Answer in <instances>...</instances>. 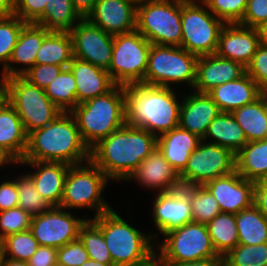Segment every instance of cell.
Listing matches in <instances>:
<instances>
[{"label": "cell", "instance_id": "bcb514c9", "mask_svg": "<svg viewBox=\"0 0 267 266\" xmlns=\"http://www.w3.org/2000/svg\"><path fill=\"white\" fill-rule=\"evenodd\" d=\"M88 259L89 255L80 239L57 249V262L64 266H81Z\"/></svg>", "mask_w": 267, "mask_h": 266}, {"label": "cell", "instance_id": "11a10c76", "mask_svg": "<svg viewBox=\"0 0 267 266\" xmlns=\"http://www.w3.org/2000/svg\"><path fill=\"white\" fill-rule=\"evenodd\" d=\"M254 197H267V174L254 182Z\"/></svg>", "mask_w": 267, "mask_h": 266}, {"label": "cell", "instance_id": "ee69618b", "mask_svg": "<svg viewBox=\"0 0 267 266\" xmlns=\"http://www.w3.org/2000/svg\"><path fill=\"white\" fill-rule=\"evenodd\" d=\"M32 217L20 207L0 212V241L14 233L30 230Z\"/></svg>", "mask_w": 267, "mask_h": 266}, {"label": "cell", "instance_id": "7c38bea8", "mask_svg": "<svg viewBox=\"0 0 267 266\" xmlns=\"http://www.w3.org/2000/svg\"><path fill=\"white\" fill-rule=\"evenodd\" d=\"M150 47L137 30L114 35L108 73L116 85L144 84Z\"/></svg>", "mask_w": 267, "mask_h": 266}, {"label": "cell", "instance_id": "f907efd6", "mask_svg": "<svg viewBox=\"0 0 267 266\" xmlns=\"http://www.w3.org/2000/svg\"><path fill=\"white\" fill-rule=\"evenodd\" d=\"M0 183V212L18 207L16 180L10 178Z\"/></svg>", "mask_w": 267, "mask_h": 266}, {"label": "cell", "instance_id": "7dc6e473", "mask_svg": "<svg viewBox=\"0 0 267 266\" xmlns=\"http://www.w3.org/2000/svg\"><path fill=\"white\" fill-rule=\"evenodd\" d=\"M246 73L258 84L260 89L267 88V46L259 45Z\"/></svg>", "mask_w": 267, "mask_h": 266}, {"label": "cell", "instance_id": "6da1fadb", "mask_svg": "<svg viewBox=\"0 0 267 266\" xmlns=\"http://www.w3.org/2000/svg\"><path fill=\"white\" fill-rule=\"evenodd\" d=\"M155 148L156 135L125 124L90 149V160L111 182H123Z\"/></svg>", "mask_w": 267, "mask_h": 266}, {"label": "cell", "instance_id": "e0dca14e", "mask_svg": "<svg viewBox=\"0 0 267 266\" xmlns=\"http://www.w3.org/2000/svg\"><path fill=\"white\" fill-rule=\"evenodd\" d=\"M152 218L158 234H166L185 224L193 222L191 205L182 189L170 192L153 193Z\"/></svg>", "mask_w": 267, "mask_h": 266}, {"label": "cell", "instance_id": "680465c9", "mask_svg": "<svg viewBox=\"0 0 267 266\" xmlns=\"http://www.w3.org/2000/svg\"><path fill=\"white\" fill-rule=\"evenodd\" d=\"M259 44L267 46V19L264 23L259 24L256 28Z\"/></svg>", "mask_w": 267, "mask_h": 266}, {"label": "cell", "instance_id": "d590c367", "mask_svg": "<svg viewBox=\"0 0 267 266\" xmlns=\"http://www.w3.org/2000/svg\"><path fill=\"white\" fill-rule=\"evenodd\" d=\"M44 90L62 112H70L77 105L76 82L68 67L64 68Z\"/></svg>", "mask_w": 267, "mask_h": 266}, {"label": "cell", "instance_id": "4316f807", "mask_svg": "<svg viewBox=\"0 0 267 266\" xmlns=\"http://www.w3.org/2000/svg\"><path fill=\"white\" fill-rule=\"evenodd\" d=\"M201 140L196 134L178 126L157 137V148L167 162L180 174Z\"/></svg>", "mask_w": 267, "mask_h": 266}, {"label": "cell", "instance_id": "ba28073f", "mask_svg": "<svg viewBox=\"0 0 267 266\" xmlns=\"http://www.w3.org/2000/svg\"><path fill=\"white\" fill-rule=\"evenodd\" d=\"M198 57L176 46L151 44L144 85L172 87L186 83L193 88Z\"/></svg>", "mask_w": 267, "mask_h": 266}, {"label": "cell", "instance_id": "cb8c5ba5", "mask_svg": "<svg viewBox=\"0 0 267 266\" xmlns=\"http://www.w3.org/2000/svg\"><path fill=\"white\" fill-rule=\"evenodd\" d=\"M17 165L33 167V172L27 173L33 180L40 195L51 206H60L64 181L71 165L51 161H20Z\"/></svg>", "mask_w": 267, "mask_h": 266}, {"label": "cell", "instance_id": "6f0895ef", "mask_svg": "<svg viewBox=\"0 0 267 266\" xmlns=\"http://www.w3.org/2000/svg\"><path fill=\"white\" fill-rule=\"evenodd\" d=\"M15 165L17 166L18 162L4 149L0 146V167L2 168L5 165Z\"/></svg>", "mask_w": 267, "mask_h": 266}, {"label": "cell", "instance_id": "277c9868", "mask_svg": "<svg viewBox=\"0 0 267 266\" xmlns=\"http://www.w3.org/2000/svg\"><path fill=\"white\" fill-rule=\"evenodd\" d=\"M91 220L101 229L114 266H151L156 261L157 234L136 229L113 208Z\"/></svg>", "mask_w": 267, "mask_h": 266}, {"label": "cell", "instance_id": "d4e9b609", "mask_svg": "<svg viewBox=\"0 0 267 266\" xmlns=\"http://www.w3.org/2000/svg\"><path fill=\"white\" fill-rule=\"evenodd\" d=\"M68 68L76 82L77 105L109 92L116 85L108 71L90 62L74 57Z\"/></svg>", "mask_w": 267, "mask_h": 266}, {"label": "cell", "instance_id": "5b68a950", "mask_svg": "<svg viewBox=\"0 0 267 266\" xmlns=\"http://www.w3.org/2000/svg\"><path fill=\"white\" fill-rule=\"evenodd\" d=\"M70 113L82 140L91 149L126 124L124 86L115 85L109 92L76 105Z\"/></svg>", "mask_w": 267, "mask_h": 266}, {"label": "cell", "instance_id": "ab89813d", "mask_svg": "<svg viewBox=\"0 0 267 266\" xmlns=\"http://www.w3.org/2000/svg\"><path fill=\"white\" fill-rule=\"evenodd\" d=\"M2 257L28 261L40 246L30 230L14 233L0 241Z\"/></svg>", "mask_w": 267, "mask_h": 266}, {"label": "cell", "instance_id": "ac0fdd59", "mask_svg": "<svg viewBox=\"0 0 267 266\" xmlns=\"http://www.w3.org/2000/svg\"><path fill=\"white\" fill-rule=\"evenodd\" d=\"M139 183L158 193L181 189L180 174L164 158L162 152L155 148L136 168L126 181Z\"/></svg>", "mask_w": 267, "mask_h": 266}, {"label": "cell", "instance_id": "44dd1931", "mask_svg": "<svg viewBox=\"0 0 267 266\" xmlns=\"http://www.w3.org/2000/svg\"><path fill=\"white\" fill-rule=\"evenodd\" d=\"M255 28L238 23L225 24L220 31L216 54L246 67L259 46Z\"/></svg>", "mask_w": 267, "mask_h": 266}, {"label": "cell", "instance_id": "03108f58", "mask_svg": "<svg viewBox=\"0 0 267 266\" xmlns=\"http://www.w3.org/2000/svg\"><path fill=\"white\" fill-rule=\"evenodd\" d=\"M261 97L263 98L266 107H267V88L261 89Z\"/></svg>", "mask_w": 267, "mask_h": 266}, {"label": "cell", "instance_id": "7bdbcfd3", "mask_svg": "<svg viewBox=\"0 0 267 266\" xmlns=\"http://www.w3.org/2000/svg\"><path fill=\"white\" fill-rule=\"evenodd\" d=\"M204 3L225 24H234L242 20L248 0H206Z\"/></svg>", "mask_w": 267, "mask_h": 266}, {"label": "cell", "instance_id": "d6a6232c", "mask_svg": "<svg viewBox=\"0 0 267 266\" xmlns=\"http://www.w3.org/2000/svg\"><path fill=\"white\" fill-rule=\"evenodd\" d=\"M73 58L71 34L68 32H50L44 38L37 52L35 64H53L67 68Z\"/></svg>", "mask_w": 267, "mask_h": 266}, {"label": "cell", "instance_id": "816d5d0a", "mask_svg": "<svg viewBox=\"0 0 267 266\" xmlns=\"http://www.w3.org/2000/svg\"><path fill=\"white\" fill-rule=\"evenodd\" d=\"M57 263V248L39 246L28 260L29 266H52Z\"/></svg>", "mask_w": 267, "mask_h": 266}, {"label": "cell", "instance_id": "003e7915", "mask_svg": "<svg viewBox=\"0 0 267 266\" xmlns=\"http://www.w3.org/2000/svg\"><path fill=\"white\" fill-rule=\"evenodd\" d=\"M181 2H205L206 0H179Z\"/></svg>", "mask_w": 267, "mask_h": 266}, {"label": "cell", "instance_id": "52a82bcc", "mask_svg": "<svg viewBox=\"0 0 267 266\" xmlns=\"http://www.w3.org/2000/svg\"><path fill=\"white\" fill-rule=\"evenodd\" d=\"M3 82L4 98L16 110L27 134L45 127L62 113L44 89L31 84L23 76H11Z\"/></svg>", "mask_w": 267, "mask_h": 266}, {"label": "cell", "instance_id": "d6986e66", "mask_svg": "<svg viewBox=\"0 0 267 266\" xmlns=\"http://www.w3.org/2000/svg\"><path fill=\"white\" fill-rule=\"evenodd\" d=\"M86 18L111 35L136 30V6L128 0H97Z\"/></svg>", "mask_w": 267, "mask_h": 266}, {"label": "cell", "instance_id": "2e32d148", "mask_svg": "<svg viewBox=\"0 0 267 266\" xmlns=\"http://www.w3.org/2000/svg\"><path fill=\"white\" fill-rule=\"evenodd\" d=\"M217 200L220 212L237 214L254 204L255 184L237 171L204 185Z\"/></svg>", "mask_w": 267, "mask_h": 266}, {"label": "cell", "instance_id": "5bb4252c", "mask_svg": "<svg viewBox=\"0 0 267 266\" xmlns=\"http://www.w3.org/2000/svg\"><path fill=\"white\" fill-rule=\"evenodd\" d=\"M86 216L74 217L72 212L60 206H52L46 212L32 217L30 231L40 246L60 248L79 239Z\"/></svg>", "mask_w": 267, "mask_h": 266}, {"label": "cell", "instance_id": "91938a15", "mask_svg": "<svg viewBox=\"0 0 267 266\" xmlns=\"http://www.w3.org/2000/svg\"><path fill=\"white\" fill-rule=\"evenodd\" d=\"M254 205L267 219V197H254Z\"/></svg>", "mask_w": 267, "mask_h": 266}, {"label": "cell", "instance_id": "89a4df30", "mask_svg": "<svg viewBox=\"0 0 267 266\" xmlns=\"http://www.w3.org/2000/svg\"><path fill=\"white\" fill-rule=\"evenodd\" d=\"M151 266H161L156 261Z\"/></svg>", "mask_w": 267, "mask_h": 266}, {"label": "cell", "instance_id": "7402d4cb", "mask_svg": "<svg viewBox=\"0 0 267 266\" xmlns=\"http://www.w3.org/2000/svg\"><path fill=\"white\" fill-rule=\"evenodd\" d=\"M49 33L50 31L43 26L35 23H27L22 28L11 58L8 64L2 69L0 78L5 79L11 76H22L33 67L35 65L37 52L44 38ZM15 64H17V67Z\"/></svg>", "mask_w": 267, "mask_h": 266}, {"label": "cell", "instance_id": "9c48e42d", "mask_svg": "<svg viewBox=\"0 0 267 266\" xmlns=\"http://www.w3.org/2000/svg\"><path fill=\"white\" fill-rule=\"evenodd\" d=\"M136 30L151 44L181 47V1L151 0L137 6Z\"/></svg>", "mask_w": 267, "mask_h": 266}, {"label": "cell", "instance_id": "8992f818", "mask_svg": "<svg viewBox=\"0 0 267 266\" xmlns=\"http://www.w3.org/2000/svg\"><path fill=\"white\" fill-rule=\"evenodd\" d=\"M111 180L91 161L71 165L67 172L60 207L95 210L94 217L112 209L102 197Z\"/></svg>", "mask_w": 267, "mask_h": 266}, {"label": "cell", "instance_id": "8fae6325", "mask_svg": "<svg viewBox=\"0 0 267 266\" xmlns=\"http://www.w3.org/2000/svg\"><path fill=\"white\" fill-rule=\"evenodd\" d=\"M181 47L197 57L215 54L225 23L204 2H181Z\"/></svg>", "mask_w": 267, "mask_h": 266}, {"label": "cell", "instance_id": "be15d7a7", "mask_svg": "<svg viewBox=\"0 0 267 266\" xmlns=\"http://www.w3.org/2000/svg\"><path fill=\"white\" fill-rule=\"evenodd\" d=\"M4 99V82L3 79L0 78V103Z\"/></svg>", "mask_w": 267, "mask_h": 266}, {"label": "cell", "instance_id": "2644e50d", "mask_svg": "<svg viewBox=\"0 0 267 266\" xmlns=\"http://www.w3.org/2000/svg\"><path fill=\"white\" fill-rule=\"evenodd\" d=\"M52 266H64V265H61V264H59V263L57 262V263L53 264Z\"/></svg>", "mask_w": 267, "mask_h": 266}, {"label": "cell", "instance_id": "94428289", "mask_svg": "<svg viewBox=\"0 0 267 266\" xmlns=\"http://www.w3.org/2000/svg\"><path fill=\"white\" fill-rule=\"evenodd\" d=\"M1 266H29L28 261L13 260L8 257H1Z\"/></svg>", "mask_w": 267, "mask_h": 266}, {"label": "cell", "instance_id": "836d02e7", "mask_svg": "<svg viewBox=\"0 0 267 266\" xmlns=\"http://www.w3.org/2000/svg\"><path fill=\"white\" fill-rule=\"evenodd\" d=\"M238 244L259 245L267 242V219L253 204L236 214Z\"/></svg>", "mask_w": 267, "mask_h": 266}, {"label": "cell", "instance_id": "e575fe53", "mask_svg": "<svg viewBox=\"0 0 267 266\" xmlns=\"http://www.w3.org/2000/svg\"><path fill=\"white\" fill-rule=\"evenodd\" d=\"M206 225L212 245L221 258L238 245L236 214L220 212Z\"/></svg>", "mask_w": 267, "mask_h": 266}, {"label": "cell", "instance_id": "1f68e13d", "mask_svg": "<svg viewBox=\"0 0 267 266\" xmlns=\"http://www.w3.org/2000/svg\"><path fill=\"white\" fill-rule=\"evenodd\" d=\"M83 17L71 0H48L44 13L34 22L50 32H70Z\"/></svg>", "mask_w": 267, "mask_h": 266}, {"label": "cell", "instance_id": "f1b7e54d", "mask_svg": "<svg viewBox=\"0 0 267 266\" xmlns=\"http://www.w3.org/2000/svg\"><path fill=\"white\" fill-rule=\"evenodd\" d=\"M202 140L228 148L235 155L247 143V138L243 129L236 122L233 115L227 112H220L216 116V118L208 125Z\"/></svg>", "mask_w": 267, "mask_h": 266}, {"label": "cell", "instance_id": "c3c4849f", "mask_svg": "<svg viewBox=\"0 0 267 266\" xmlns=\"http://www.w3.org/2000/svg\"><path fill=\"white\" fill-rule=\"evenodd\" d=\"M48 0H15L14 15L26 23H34L45 11Z\"/></svg>", "mask_w": 267, "mask_h": 266}, {"label": "cell", "instance_id": "603a6c76", "mask_svg": "<svg viewBox=\"0 0 267 266\" xmlns=\"http://www.w3.org/2000/svg\"><path fill=\"white\" fill-rule=\"evenodd\" d=\"M181 97L179 126L203 139L208 125L220 113L217 104L207 93L192 91Z\"/></svg>", "mask_w": 267, "mask_h": 266}, {"label": "cell", "instance_id": "60d3db41", "mask_svg": "<svg viewBox=\"0 0 267 266\" xmlns=\"http://www.w3.org/2000/svg\"><path fill=\"white\" fill-rule=\"evenodd\" d=\"M223 266H267V242L259 245L238 244L222 257Z\"/></svg>", "mask_w": 267, "mask_h": 266}, {"label": "cell", "instance_id": "8d00e7d4", "mask_svg": "<svg viewBox=\"0 0 267 266\" xmlns=\"http://www.w3.org/2000/svg\"><path fill=\"white\" fill-rule=\"evenodd\" d=\"M191 205L193 222L207 224L220 213L217 200L205 186H183Z\"/></svg>", "mask_w": 267, "mask_h": 266}, {"label": "cell", "instance_id": "74e56055", "mask_svg": "<svg viewBox=\"0 0 267 266\" xmlns=\"http://www.w3.org/2000/svg\"><path fill=\"white\" fill-rule=\"evenodd\" d=\"M79 239L90 259L103 264L114 265L102 231L91 220L90 216L80 228Z\"/></svg>", "mask_w": 267, "mask_h": 266}, {"label": "cell", "instance_id": "f546056e", "mask_svg": "<svg viewBox=\"0 0 267 266\" xmlns=\"http://www.w3.org/2000/svg\"><path fill=\"white\" fill-rule=\"evenodd\" d=\"M236 171L255 182L267 174V139L247 142L235 155Z\"/></svg>", "mask_w": 267, "mask_h": 266}, {"label": "cell", "instance_id": "a7ac6f4b", "mask_svg": "<svg viewBox=\"0 0 267 266\" xmlns=\"http://www.w3.org/2000/svg\"><path fill=\"white\" fill-rule=\"evenodd\" d=\"M1 257H2V250H1V246H0V266H1Z\"/></svg>", "mask_w": 267, "mask_h": 266}, {"label": "cell", "instance_id": "f6af8a7d", "mask_svg": "<svg viewBox=\"0 0 267 266\" xmlns=\"http://www.w3.org/2000/svg\"><path fill=\"white\" fill-rule=\"evenodd\" d=\"M64 68V66L53 64H35L22 76L31 84L45 89Z\"/></svg>", "mask_w": 267, "mask_h": 266}, {"label": "cell", "instance_id": "ffe728a7", "mask_svg": "<svg viewBox=\"0 0 267 266\" xmlns=\"http://www.w3.org/2000/svg\"><path fill=\"white\" fill-rule=\"evenodd\" d=\"M246 67L216 53L198 57L193 91L208 93L213 88L242 77Z\"/></svg>", "mask_w": 267, "mask_h": 266}, {"label": "cell", "instance_id": "4fadbf2b", "mask_svg": "<svg viewBox=\"0 0 267 266\" xmlns=\"http://www.w3.org/2000/svg\"><path fill=\"white\" fill-rule=\"evenodd\" d=\"M236 171L235 154L228 148L201 140L180 173L182 186H204Z\"/></svg>", "mask_w": 267, "mask_h": 266}, {"label": "cell", "instance_id": "9a60e30c", "mask_svg": "<svg viewBox=\"0 0 267 266\" xmlns=\"http://www.w3.org/2000/svg\"><path fill=\"white\" fill-rule=\"evenodd\" d=\"M69 33L75 58L109 70L114 35L106 33L87 18H83Z\"/></svg>", "mask_w": 267, "mask_h": 266}, {"label": "cell", "instance_id": "e7e4bbea", "mask_svg": "<svg viewBox=\"0 0 267 266\" xmlns=\"http://www.w3.org/2000/svg\"><path fill=\"white\" fill-rule=\"evenodd\" d=\"M129 2L133 3L136 7L142 4L147 3L148 1L151 0H128Z\"/></svg>", "mask_w": 267, "mask_h": 266}, {"label": "cell", "instance_id": "681fc988", "mask_svg": "<svg viewBox=\"0 0 267 266\" xmlns=\"http://www.w3.org/2000/svg\"><path fill=\"white\" fill-rule=\"evenodd\" d=\"M267 19V0H248L240 25L256 28Z\"/></svg>", "mask_w": 267, "mask_h": 266}, {"label": "cell", "instance_id": "484cf974", "mask_svg": "<svg viewBox=\"0 0 267 266\" xmlns=\"http://www.w3.org/2000/svg\"><path fill=\"white\" fill-rule=\"evenodd\" d=\"M217 104L220 112L233 110L250 104L261 96L258 84L245 73L237 80L223 83L207 93Z\"/></svg>", "mask_w": 267, "mask_h": 266}, {"label": "cell", "instance_id": "f5cc1de1", "mask_svg": "<svg viewBox=\"0 0 267 266\" xmlns=\"http://www.w3.org/2000/svg\"><path fill=\"white\" fill-rule=\"evenodd\" d=\"M161 266H223L222 258L201 259L189 262H157Z\"/></svg>", "mask_w": 267, "mask_h": 266}, {"label": "cell", "instance_id": "6125c7cd", "mask_svg": "<svg viewBox=\"0 0 267 266\" xmlns=\"http://www.w3.org/2000/svg\"><path fill=\"white\" fill-rule=\"evenodd\" d=\"M81 266H114V265L103 264L89 258Z\"/></svg>", "mask_w": 267, "mask_h": 266}, {"label": "cell", "instance_id": "30bf717a", "mask_svg": "<svg viewBox=\"0 0 267 266\" xmlns=\"http://www.w3.org/2000/svg\"><path fill=\"white\" fill-rule=\"evenodd\" d=\"M156 244V262H189L221 258L215 251L204 223L191 222L163 235ZM158 247V248H157Z\"/></svg>", "mask_w": 267, "mask_h": 266}, {"label": "cell", "instance_id": "83f0119b", "mask_svg": "<svg viewBox=\"0 0 267 266\" xmlns=\"http://www.w3.org/2000/svg\"><path fill=\"white\" fill-rule=\"evenodd\" d=\"M28 134L16 110L4 98L0 103V146L18 163L25 155Z\"/></svg>", "mask_w": 267, "mask_h": 266}, {"label": "cell", "instance_id": "7a4b0ae2", "mask_svg": "<svg viewBox=\"0 0 267 266\" xmlns=\"http://www.w3.org/2000/svg\"><path fill=\"white\" fill-rule=\"evenodd\" d=\"M126 124L157 137L179 126L182 100L173 87L125 85Z\"/></svg>", "mask_w": 267, "mask_h": 266}, {"label": "cell", "instance_id": "4dcf8cb0", "mask_svg": "<svg viewBox=\"0 0 267 266\" xmlns=\"http://www.w3.org/2000/svg\"><path fill=\"white\" fill-rule=\"evenodd\" d=\"M231 114L243 129L247 142L267 139V107L261 96Z\"/></svg>", "mask_w": 267, "mask_h": 266}, {"label": "cell", "instance_id": "9f6ffc18", "mask_svg": "<svg viewBox=\"0 0 267 266\" xmlns=\"http://www.w3.org/2000/svg\"><path fill=\"white\" fill-rule=\"evenodd\" d=\"M15 0H0V17L14 15Z\"/></svg>", "mask_w": 267, "mask_h": 266}, {"label": "cell", "instance_id": "3957f363", "mask_svg": "<svg viewBox=\"0 0 267 266\" xmlns=\"http://www.w3.org/2000/svg\"><path fill=\"white\" fill-rule=\"evenodd\" d=\"M90 160V149L82 140L76 120L62 112L45 127L28 134V144L21 161L63 162L79 165Z\"/></svg>", "mask_w": 267, "mask_h": 266}, {"label": "cell", "instance_id": "db71d44e", "mask_svg": "<svg viewBox=\"0 0 267 266\" xmlns=\"http://www.w3.org/2000/svg\"><path fill=\"white\" fill-rule=\"evenodd\" d=\"M97 0H71L74 8L79 14L86 18L87 15L93 10Z\"/></svg>", "mask_w": 267, "mask_h": 266}, {"label": "cell", "instance_id": "f35d334b", "mask_svg": "<svg viewBox=\"0 0 267 266\" xmlns=\"http://www.w3.org/2000/svg\"><path fill=\"white\" fill-rule=\"evenodd\" d=\"M18 190V207L26 211L31 217L49 210L52 206L43 198L28 174L14 178Z\"/></svg>", "mask_w": 267, "mask_h": 266}, {"label": "cell", "instance_id": "b9f144b4", "mask_svg": "<svg viewBox=\"0 0 267 266\" xmlns=\"http://www.w3.org/2000/svg\"><path fill=\"white\" fill-rule=\"evenodd\" d=\"M27 23L16 15L0 17V66L4 68L17 44L22 28Z\"/></svg>", "mask_w": 267, "mask_h": 266}]
</instances>
